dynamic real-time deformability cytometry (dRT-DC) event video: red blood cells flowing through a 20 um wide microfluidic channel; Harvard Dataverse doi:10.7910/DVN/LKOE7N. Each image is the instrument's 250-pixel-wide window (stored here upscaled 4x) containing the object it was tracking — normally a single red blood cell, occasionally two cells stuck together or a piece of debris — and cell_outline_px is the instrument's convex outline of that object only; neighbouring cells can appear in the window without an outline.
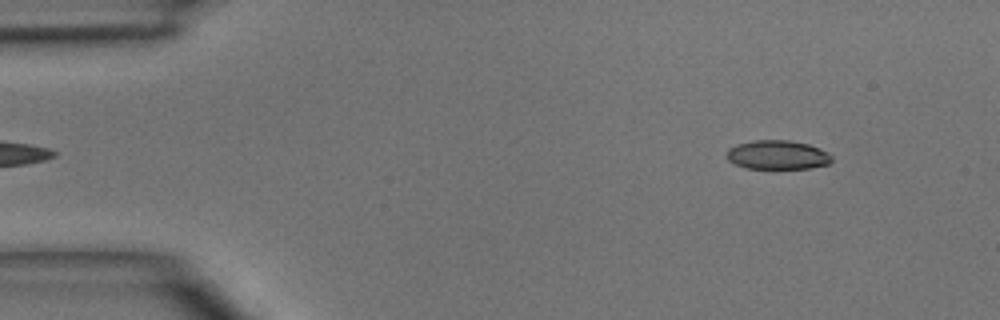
{"species": "common noctule bat (a hibernating species)", "species_latin": "Nyctalus noctula", "temperature_condition": "room temperature", "stored_images_in_passage": 4, "camera_frame_rate_fps": 3000, "um_per_image_px": 0.085, "animal": {"sex": "male", "body_mass_g": 15.6}, "frame": {"image": 1, "passage_image": 4, "time_ms": 3.667, "image_size_px": [1000, 320], "cell_outline_px": [[832, 160], [828, 164], [812, 168], [748, 168], [736, 164], [728, 160], [724, 152], [728, 148], [736, 144], [756, 140], [788, 140], [808, 144], [820, 148], [828, 152], [832, 156]], "centroid_in_image_um": [66.08, 13.16], "position_along_channel_um": 18.9, "area_um2": 17.86}}